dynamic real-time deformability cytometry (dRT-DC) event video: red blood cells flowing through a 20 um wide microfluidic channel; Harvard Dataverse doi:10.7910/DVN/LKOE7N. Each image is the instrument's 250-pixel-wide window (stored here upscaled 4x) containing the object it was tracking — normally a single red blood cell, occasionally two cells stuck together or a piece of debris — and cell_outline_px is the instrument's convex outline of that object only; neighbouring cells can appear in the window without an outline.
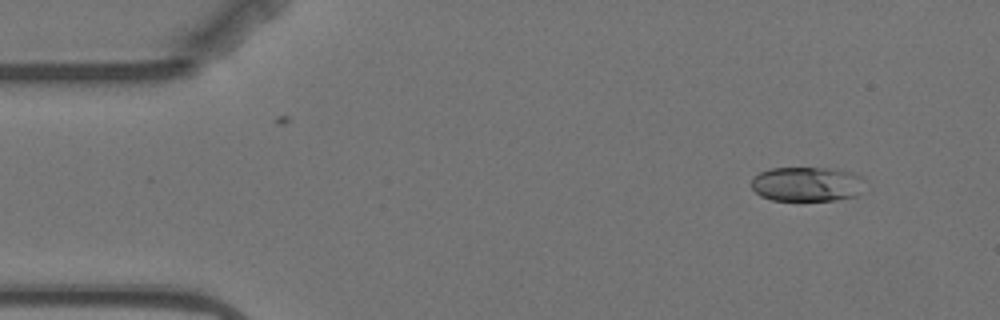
{"species": "Egyptian fruit bat (a non-hibernating species)", "species_latin": "Rousettus aegyptiacus", "temperature_condition": "warm", "stored_images_in_passage": 10, "camera_frame_rate_fps": 3000, "um_per_image_px": 0.085, "animal": {"sex": "female"}, "frame": {"image": 1, "passage_image": 1, "time_ms": 0.0, "image_size_px": [1000, 320], "cell_outline_px": [[864, 176], [856, 196], [836, 200], [772, 200], [760, 196], [752, 188], [752, 180], [760, 172], [768, 168], [828, 168], [852, 172]], "centroid_in_image_um": [68.56, 15.64], "position_along_channel_um": 16.4, "area_um2": 22.72}}
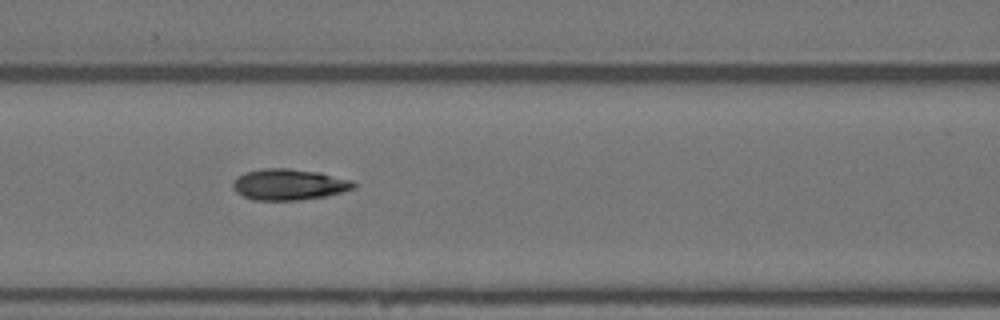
{"frame": {"image": 2, "passage_image": 6, "time_ms": 6.0, "image_size_px": [1000, 320], "cell_outline_px": [[356, 188], [328, 196], [300, 200], [252, 200], [236, 192], [232, 188], [232, 184], [236, 176], [244, 172], [264, 168], [288, 168], [320, 172], [352, 180], [356, 184]], "centroid_in_image_um": [24.56, 15.68], "position_along_channel_um": 142.0, "area_um2": 22.2}}
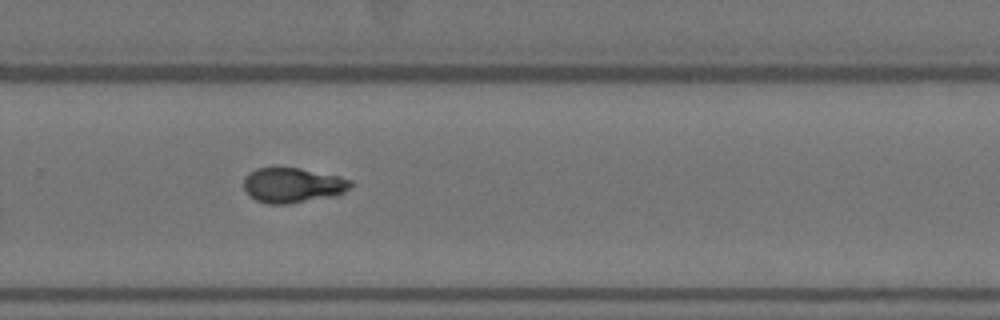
{"frame": {"image": 3, "passage_image": 10, "time_ms": 10.667, "image_size_px": [1000, 320], "cell_outline_px": [[352, 184], [344, 192], [336, 196], [288, 204], [268, 204], [256, 200], [248, 196], [244, 188], [244, 176], [248, 172], [256, 168], [300, 168], [340, 176], [352, 180]], "centroid_in_image_um": [24.86, 15.75], "position_along_channel_um": 304.9, "area_um2": 22.02}}